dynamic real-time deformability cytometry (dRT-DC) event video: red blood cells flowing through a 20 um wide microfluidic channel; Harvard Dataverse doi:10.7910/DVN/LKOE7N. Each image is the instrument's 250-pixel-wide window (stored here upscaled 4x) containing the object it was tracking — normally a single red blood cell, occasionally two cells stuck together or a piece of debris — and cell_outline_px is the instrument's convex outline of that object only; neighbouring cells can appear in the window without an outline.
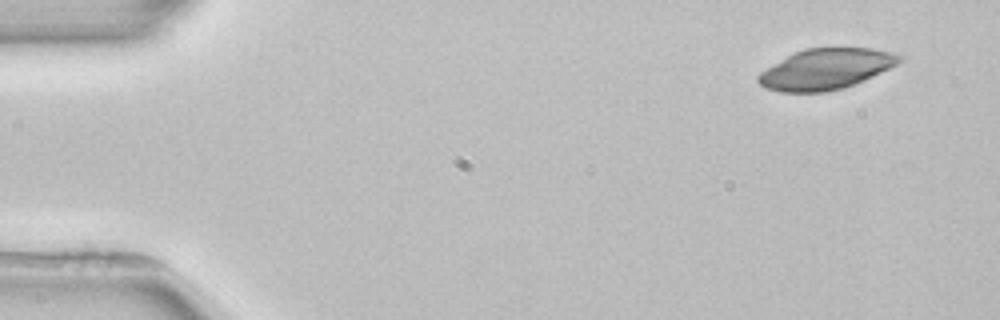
{"species": "common noctule bat (a hibernating species)", "species_latin": "Nyctalus noctula", "temperature_condition": "room temperature", "stored_images_in_passage": 5, "segment_of_instrument_passage": [1, 2], "camera_frame_rate_fps": 3000, "um_per_image_px": 0.085, "animal": {"sex": "female", "body_mass_g": 22.7, "forearm_length_mm": 54.2}, "frame": {"image": 1, "passage_image": 1, "time_ms": 0.0, "image_size_px": [1000, 320], "cell_outline_px": [[904, 60], [864, 80], [844, 88], [828, 92], [780, 92], [764, 88], [756, 80], [756, 76], [760, 72], [788, 56], [804, 48], [872, 48], [892, 52], [904, 56]], "centroid_in_image_um": [70.19, 5.88], "position_along_channel_um": 14.8, "area_um2": 33.35}}